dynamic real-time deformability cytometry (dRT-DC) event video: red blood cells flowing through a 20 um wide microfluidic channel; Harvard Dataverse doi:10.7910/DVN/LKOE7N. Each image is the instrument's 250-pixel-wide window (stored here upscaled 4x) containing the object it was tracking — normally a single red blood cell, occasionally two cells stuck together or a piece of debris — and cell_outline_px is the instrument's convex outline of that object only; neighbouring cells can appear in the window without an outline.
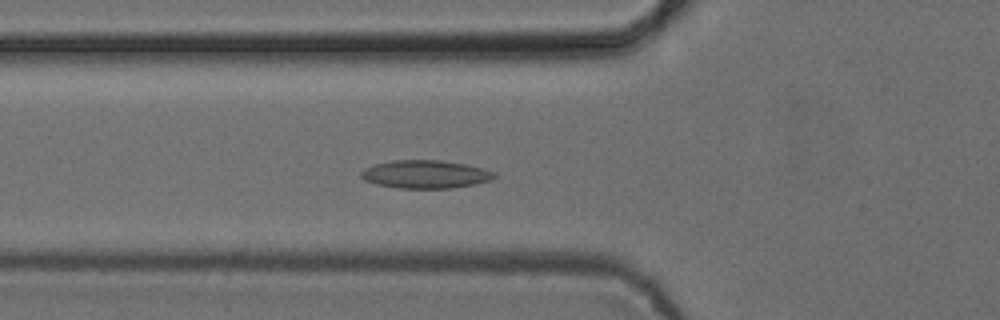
{"species": "common noctule bat (a hibernating species)", "species_latin": "Nyctalus noctula", "temperature_condition": "cold", "stored_images_in_passage": 44, "camera_frame_rate_fps": 3000, "um_per_image_px": 0.085, "animal": {"sex": "female", "body_mass_g": 24.6, "forearm_length_mm": 56.2}, "frame": {"image": 1, "passage_image": 16, "time_ms": 5.0, "image_size_px": [1000, 320], "cell_outline_px": [[496, 176], [492, 180], [476, 184], [452, 188], [400, 188], [376, 184], [364, 180], [360, 176], [360, 172], [364, 168], [376, 164], [392, 160], [440, 160], [464, 164], [484, 168], [496, 172]], "centroid_in_image_um": [36.18, 14.81], "position_along_channel_um": 89.6, "area_um2": 21.91}}
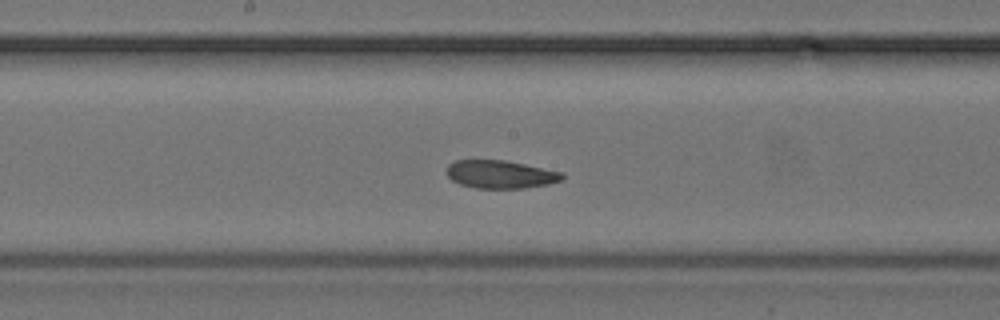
{"frame": {"image": 2, "passage_image": 25, "time_ms": 8.0, "image_size_px": [1000, 320], "cell_outline_px": [[564, 180], [548, 184], [524, 188], [476, 188], [460, 184], [452, 180], [444, 172], [448, 164], [456, 160], [504, 160], [564, 172]], "centroid_in_image_um": [42.53, 14.82], "position_along_channel_um": 205.7, "area_um2": 19.02}}
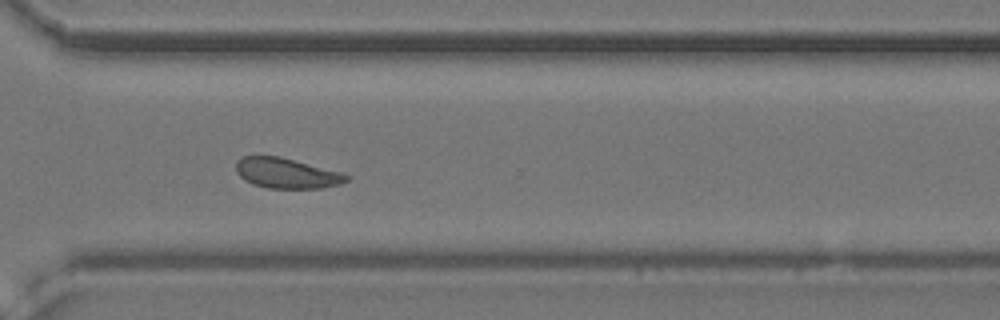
{"frame": {"image": 3, "passage_image": 36, "time_ms": 11.667, "image_size_px": [1000, 320], "cell_outline_px": [[352, 176], [348, 180], [340, 184], [320, 188], [268, 188], [252, 184], [244, 180], [236, 172], [236, 160], [244, 156], [280, 156], [340, 172]], "centroid_in_image_um": [24.34, 14.72], "position_along_channel_um": 346.3, "area_um2": 19.48}, "authors_computed_cell_mechanics": {"area_um2": 19.9988, "velocity_mm_per_s": 3.847, "shape_relaxation_time_tau1_ms": 4.2804, "shape_relaxation_time_tau2_ms": 3.0904, "deformation_change_tau1": 0.0962, "deformation_change_tau2": 0.0586}}